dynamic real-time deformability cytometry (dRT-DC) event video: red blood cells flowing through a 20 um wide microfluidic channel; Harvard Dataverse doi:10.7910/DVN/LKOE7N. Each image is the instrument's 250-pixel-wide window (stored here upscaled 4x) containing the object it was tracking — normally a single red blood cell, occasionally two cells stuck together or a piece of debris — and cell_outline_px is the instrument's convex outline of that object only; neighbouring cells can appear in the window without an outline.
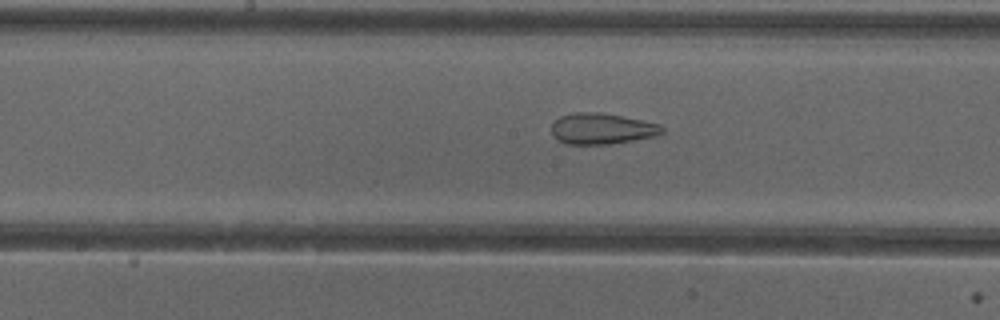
{"species": "common noctule bat (a hibernating species)", "species_latin": "Nyctalus noctula", "temperature_condition": "cold", "stored_images_in_passage": 49, "segment_of_instrument_passage": [2, 2], "camera_frame_rate_fps": 3000, "um_per_image_px": 0.085, "animal": {"sex": "female"}, "frame": {"image": 1, "passage_image": 26, "time_ms": 8.333, "image_size_px": [1000, 320], "cell_outline_px": [[664, 132], [656, 136], [608, 144], [564, 144], [552, 132], [552, 124], [560, 116], [572, 112], [600, 112], [660, 124], [664, 128]], "centroid_in_image_um": [51.16, 10.93], "position_along_channel_um": 197.0, "area_um2": 19.77}}
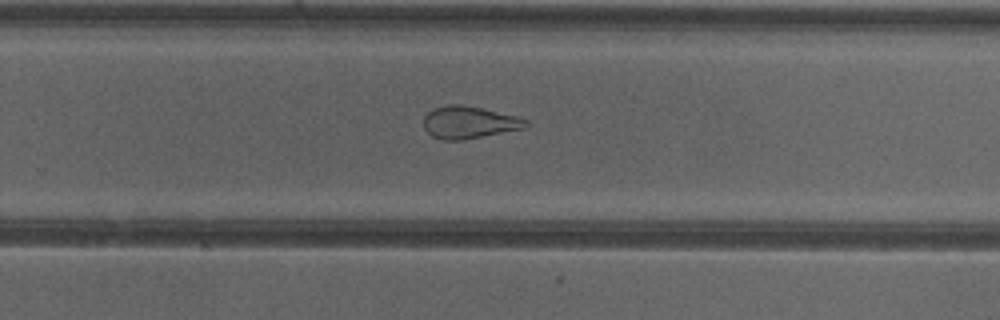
{"frame": {"image": 2, "passage_image": 33, "time_ms": 10.667, "image_size_px": [1000, 320], "cell_outline_px": [[532, 124], [524, 128], [460, 140], [444, 140], [432, 136], [424, 128], [424, 116], [428, 112], [444, 104], [460, 104], [480, 108], [516, 116], [528, 120]], "centroid_in_image_um": [39.87, 10.39], "position_along_channel_um": 289.9, "area_um2": 19.02}}
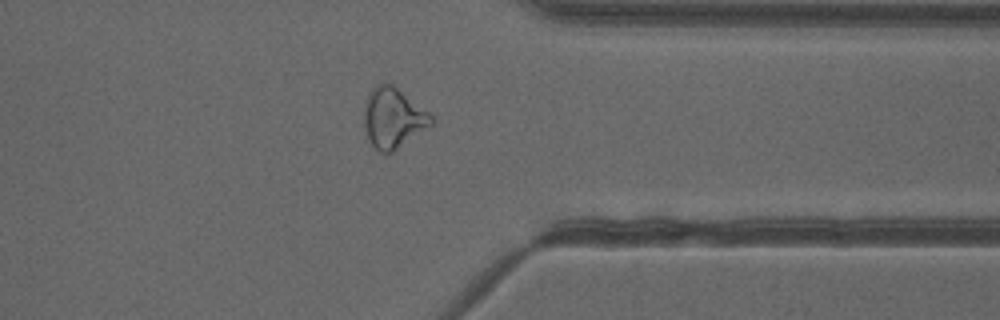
{"frame": {"image": 3, "passage_image": 40, "time_ms": 13.0, "image_size_px": [1000, 320], "cell_outline_px": [[436, 120], [432, 124], [392, 152], [380, 152], [368, 140], [364, 128], [364, 104], [368, 92], [376, 84], [392, 84], [428, 112]], "centroid_in_image_um": [33.38, 10.02], "position_along_channel_um": 378.0, "area_um2": 23.29}}